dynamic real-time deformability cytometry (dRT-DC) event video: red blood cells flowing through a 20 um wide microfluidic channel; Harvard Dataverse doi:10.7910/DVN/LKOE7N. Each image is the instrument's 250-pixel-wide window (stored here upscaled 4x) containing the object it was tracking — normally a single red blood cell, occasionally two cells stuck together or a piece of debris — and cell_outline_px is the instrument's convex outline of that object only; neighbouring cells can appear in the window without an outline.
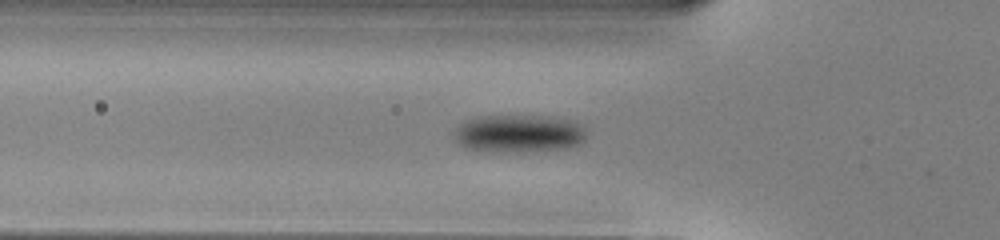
{"species": "common noctule bat (a hibernating species)", "species_latin": "Nyctalus noctula", "temperature_condition": "warm", "stored_images_in_passage": 15, "camera_frame_rate_fps": 3000, "um_per_image_px": 0.085, "animal": {"sex": "male", "body_mass_g": 13.0, "forearm_length_mm": 53.1}, "frame": {"image": 1, "passage_image": 4, "time_ms": 1.0, "image_size_px": [1000, 240], "cell_outline_px": [[584, 140], [580, 144], [564, 148], [516, 152], [468, 148], [460, 144], [456, 140], [456, 128], [464, 120], [480, 116], [532, 116], [568, 120], [580, 124], [584, 128]], "centroid_in_image_um": [44.09, 11.34], "position_along_channel_um": 81.7, "area_um2": 28.26}}
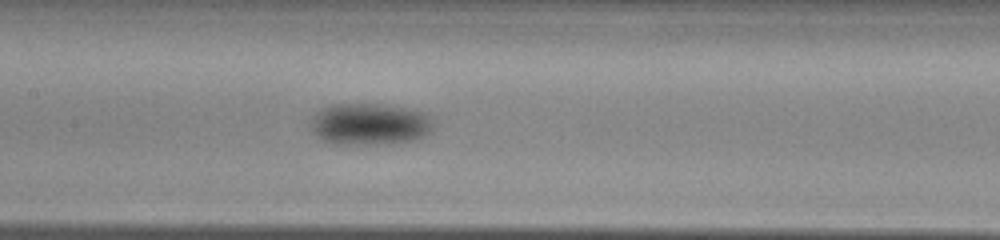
{"frame": {"image": 2, "passage_image": 11, "time_ms": 3.333, "image_size_px": [1000, 240], "cell_outline_px": [[432, 128], [428, 132], [420, 136], [408, 140], [340, 144], [324, 140], [312, 128], [312, 124], [316, 116], [324, 108], [332, 104], [368, 104], [400, 108], [420, 112], [432, 124]], "centroid_in_image_um": [31.36, 10.53], "position_along_channel_um": 176.0, "area_um2": 27.51}}
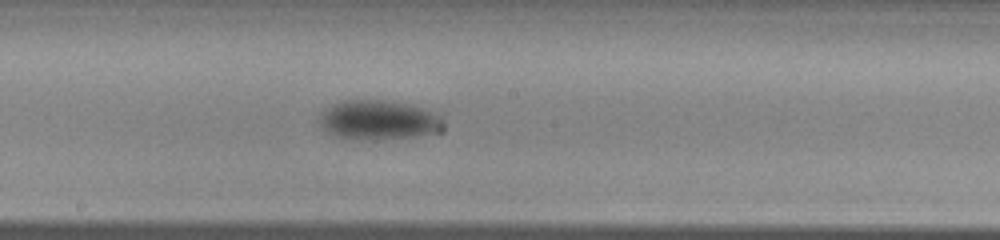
{"frame": {"image": 3, "passage_image": 14, "time_ms": 4.333, "image_size_px": [1000, 240], "cell_outline_px": [[444, 128], [440, 132], [416, 136], [340, 136], [324, 128], [320, 120], [320, 116], [324, 112], [336, 104], [344, 100], [380, 100], [404, 104], [420, 108], [428, 112]], "centroid_in_image_um": [32.16, 10.15], "position_along_channel_um": 216.0, "area_um2": 25.78}}